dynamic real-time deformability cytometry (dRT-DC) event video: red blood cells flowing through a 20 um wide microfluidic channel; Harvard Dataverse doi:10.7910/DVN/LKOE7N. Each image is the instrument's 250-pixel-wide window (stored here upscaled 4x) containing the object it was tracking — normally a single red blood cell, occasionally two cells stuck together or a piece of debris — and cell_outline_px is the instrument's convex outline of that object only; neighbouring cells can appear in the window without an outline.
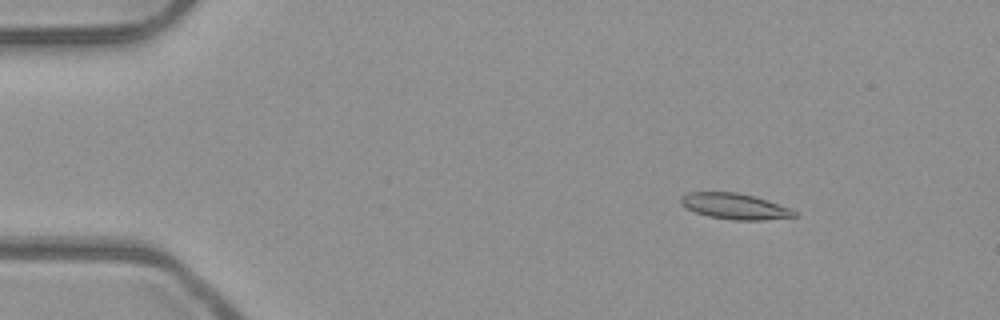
{"species": "common noctule bat (a hibernating species)", "species_latin": "Nyctalus noctula", "temperature_condition": "room temperature", "stored_images_in_passage": 6, "segment_of_instrument_passage": [1, 2], "camera_frame_rate_fps": 3000, "um_per_image_px": 0.085, "animal": {"sex": "male", "body_mass_g": 23.1, "forearm_length_mm": 52.7}, "frame": {"image": 1, "passage_image": 3, "time_ms": 0.667, "image_size_px": [1000, 320], "cell_outline_px": [[800, 216], [764, 220], [732, 220], [708, 216], [696, 212], [680, 204], [680, 196], [688, 192], [736, 192], [756, 196], [792, 208]], "centroid_in_image_um": [62.5, 17.53], "position_along_channel_um": 22.5, "area_um2": 17.34}}